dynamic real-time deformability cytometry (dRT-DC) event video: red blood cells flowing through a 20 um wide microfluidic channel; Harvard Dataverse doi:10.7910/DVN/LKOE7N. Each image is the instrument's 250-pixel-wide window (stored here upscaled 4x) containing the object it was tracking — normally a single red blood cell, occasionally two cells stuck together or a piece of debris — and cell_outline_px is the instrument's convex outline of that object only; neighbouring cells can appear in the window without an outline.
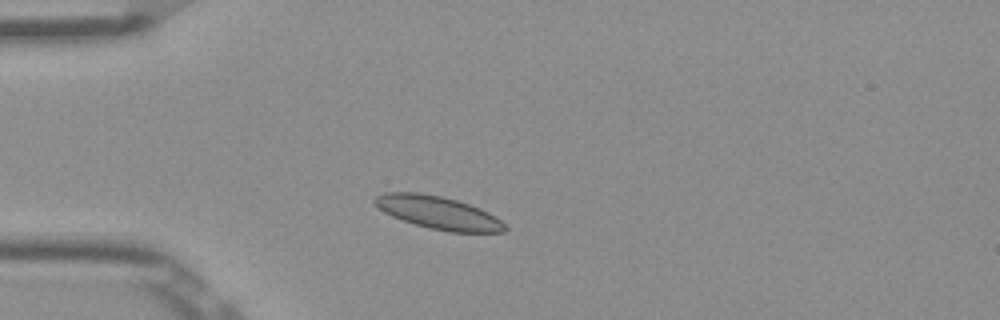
{"species": "Egyptian fruit bat (a non-hibernating species)", "species_latin": "Rousettus aegyptiacus", "temperature_condition": "room temperature", "stored_images_in_passage": 40, "camera_frame_rate_fps": 3000, "um_per_image_px": 0.085, "frame": {"image": 1, "passage_image": 1, "time_ms": 0.0, "image_size_px": [1000, 320], "cell_outline_px": [[508, 228], [504, 232], [448, 232], [428, 228], [392, 216], [384, 212], [372, 200], [376, 196], [384, 192], [420, 192], [440, 196], [456, 200], [480, 208], [488, 212], [500, 220]], "centroid_in_image_um": [37.25, 18.07], "position_along_channel_um": 47.8, "area_um2": 24.74}}
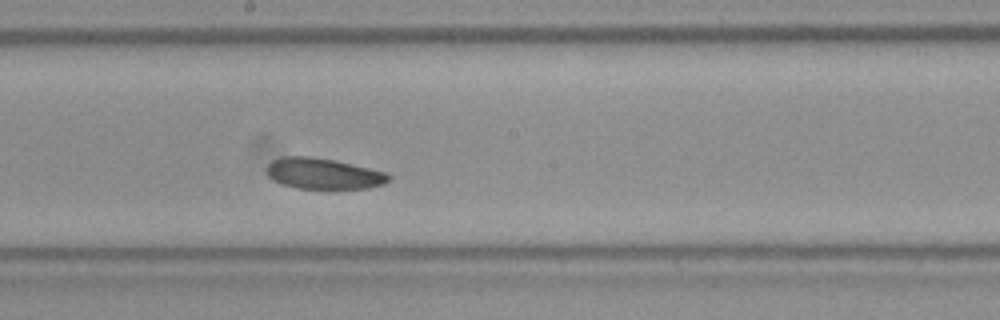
{"frame": {"image": 2, "passage_image": 16, "time_ms": 5.0, "image_size_px": [1000, 320], "cell_outline_px": [[392, 176], [384, 184], [368, 188], [332, 192], [296, 188], [280, 184], [272, 180], [268, 176], [268, 164], [272, 160], [284, 156], [312, 156], [336, 160], [388, 172]], "centroid_in_image_um": [27.54, 14.81], "position_along_channel_um": 220.7, "area_um2": 23.18}}
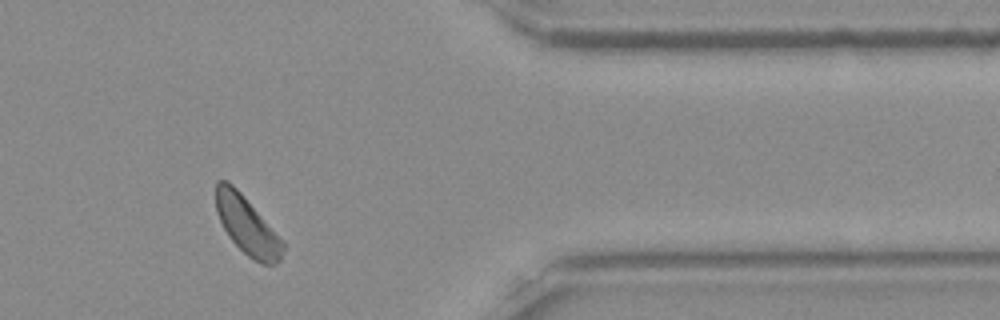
{"frame": {"image": 3, "passage_image": 31, "time_ms": 10.0, "image_size_px": [1000, 320], "cell_outline_px": [[284, 248], [280, 260], [276, 264], [260, 264], [248, 256], [228, 236], [216, 212], [216, 180], [228, 180], [240, 192], [284, 244]], "centroid_in_image_um": [20.96, 19.17], "position_along_channel_um": 390.4, "area_um2": 21.91}, "authors_computed_cell_mechanics": {"area_um2": 22.7732, "velocity_mm_per_s": 3.8132, "shape_relaxation_time_tau1_ms": 5.3864, "shape_relaxation_time_tau2_ms": 4.395, "deformation_change_tau1": 0.1039, "deformation_change_tau2": 0.0935}}